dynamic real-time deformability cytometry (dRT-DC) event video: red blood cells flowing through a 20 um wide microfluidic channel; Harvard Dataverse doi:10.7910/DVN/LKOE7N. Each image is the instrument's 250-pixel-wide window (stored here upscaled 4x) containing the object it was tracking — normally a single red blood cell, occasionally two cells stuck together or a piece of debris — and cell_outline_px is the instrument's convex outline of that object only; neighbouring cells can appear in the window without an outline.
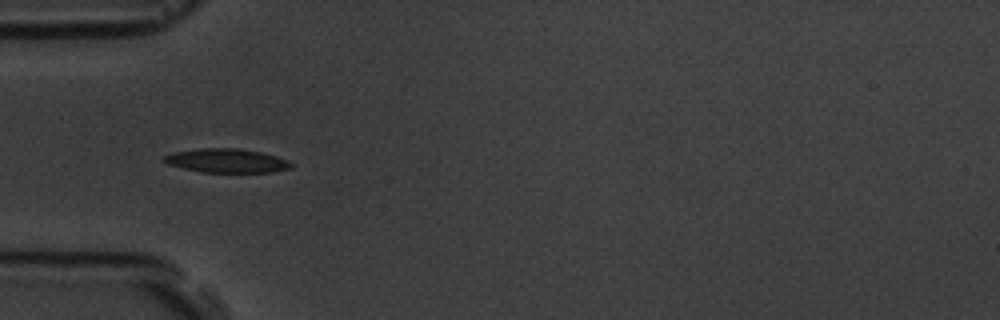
{"species": "common noctule bat (a hibernating species)", "species_latin": "Nyctalus noctula", "temperature_condition": "room temperature", "stored_images_in_passage": 10, "camera_frame_rate_fps": 3000, "um_per_image_px": 0.085, "animal": {"sex": "male", "body_mass_g": 19.5, "forearm_length_mm": 54.6}, "frame": {"image": 1, "passage_image": 4, "time_ms": 3.333, "image_size_px": [1000, 320], "cell_outline_px": [[292, 168], [272, 172], [200, 172], [168, 164], [164, 160], [164, 156], [176, 152], [200, 148], [240, 148], [260, 152], [276, 156], [288, 160], [292, 164]], "centroid_in_image_um": [19.31, 13.66], "position_along_channel_um": 65.7, "area_um2": 17.57}}
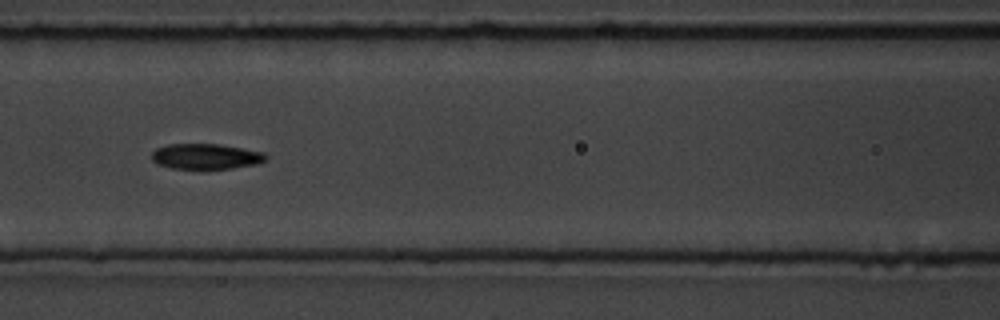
{"frame": {"image": 2, "passage_image": 6, "time_ms": 5.667, "image_size_px": [1000, 320], "cell_outline_px": [[268, 156], [264, 160], [256, 164], [232, 168], [200, 172], [172, 168], [156, 164], [152, 160], [152, 152], [156, 148], [168, 144], [220, 144], [264, 152]], "centroid_in_image_um": [17.46, 13.34], "position_along_channel_um": 149.1, "area_um2": 17.69}}
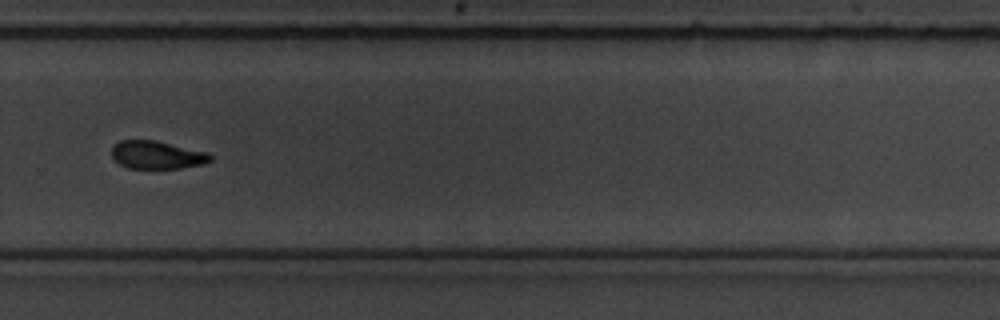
{"frame": {"image": 3, "passage_image": 10, "time_ms": 10.333, "image_size_px": [1000, 320], "cell_outline_px": [[212, 160], [204, 164], [180, 168], [128, 168], [120, 164], [112, 156], [112, 148], [120, 140], [156, 140], [208, 152], [212, 156]], "centroid_in_image_um": [13.37, 13.16], "position_along_channel_um": 316.4, "area_um2": 16.07}}